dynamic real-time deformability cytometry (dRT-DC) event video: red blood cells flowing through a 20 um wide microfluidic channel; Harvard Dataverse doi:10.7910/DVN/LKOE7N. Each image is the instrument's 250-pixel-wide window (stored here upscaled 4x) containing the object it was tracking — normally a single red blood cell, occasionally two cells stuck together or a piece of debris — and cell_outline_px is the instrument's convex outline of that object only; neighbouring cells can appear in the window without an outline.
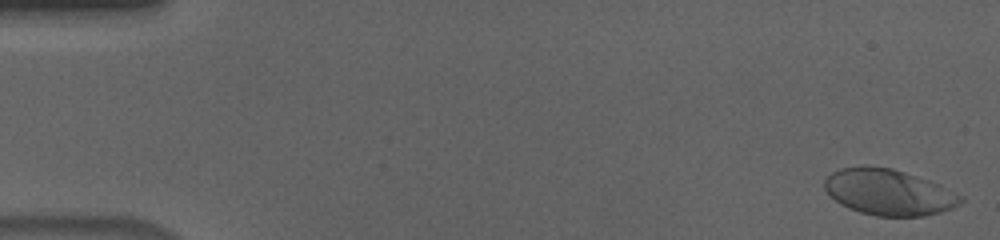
{"species": "human", "species_latin": "Homo sapiens", "temperature_condition": "cold", "stored_images_in_passage": 57, "camera_frame_rate_fps": 3000, "um_per_image_px": 0.085, "donor": {"sex": "male"}, "frame": {"image": 1, "passage_image": 2, "time_ms": 0.333, "image_size_px": [1000, 240], "cell_outline_px": [[964, 200], [960, 204], [952, 208], [940, 212], [924, 216], [876, 216], [860, 212], [848, 208], [840, 204], [824, 188], [824, 180], [832, 172], [840, 168], [864, 164], [892, 168], [940, 184], [964, 196]], "centroid_in_image_um": [75.55, 16.32], "position_along_channel_um": 9.4, "area_um2": 36.76}}
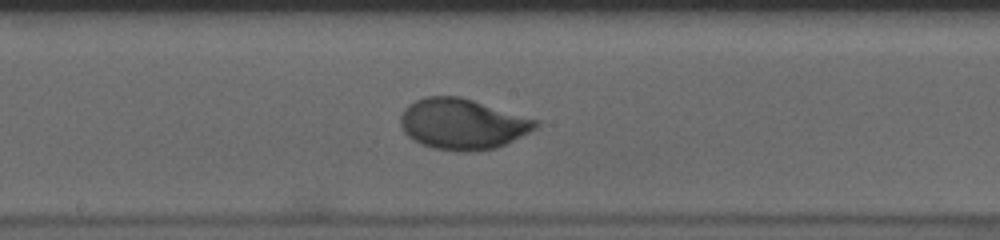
{"frame": {"image": 2, "passage_image": 31, "time_ms": 10.0, "image_size_px": [1000, 240], "cell_outline_px": [[540, 124], [536, 128], [496, 148], [468, 152], [464, 152], [432, 148], [420, 144], [412, 140], [404, 132], [400, 124], [400, 116], [404, 108], [408, 104], [424, 96], [460, 96], [540, 120]], "centroid_in_image_um": [39.28, 10.53], "position_along_channel_um": 208.9, "area_um2": 40.11}}
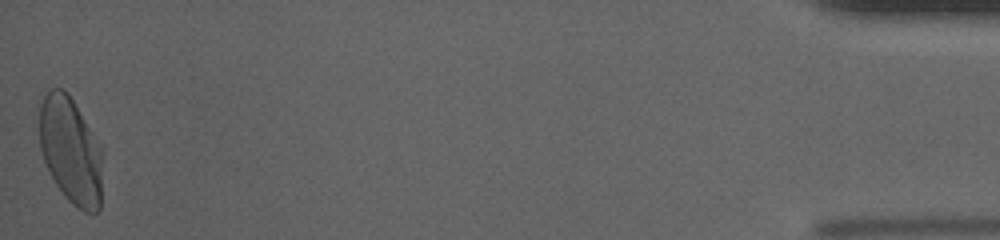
{"frame": {"image": 3, "passage_image": 57, "time_ms": 18.667, "image_size_px": [1000, 240], "cell_outline_px": [[100, 208], [96, 212], [84, 212], [76, 208], [64, 196], [56, 184], [44, 160], [40, 148], [40, 104], [44, 96], [52, 88], [64, 88], [68, 92], [100, 144]], "centroid_in_image_um": [5.99, 12.78], "position_along_channel_um": 429.2, "area_um2": 38.73}, "authors_computed_cell_mechanics": {"area_um2": 38.0902, "velocity_mm_per_s": 3.6054, "shape_relaxation_time_tau1_ms": 2.8116, "shape_relaxation_time_tau2_ms": null, "deformation_change_tau1": 0.1647, "deformation_change_tau2": null}}